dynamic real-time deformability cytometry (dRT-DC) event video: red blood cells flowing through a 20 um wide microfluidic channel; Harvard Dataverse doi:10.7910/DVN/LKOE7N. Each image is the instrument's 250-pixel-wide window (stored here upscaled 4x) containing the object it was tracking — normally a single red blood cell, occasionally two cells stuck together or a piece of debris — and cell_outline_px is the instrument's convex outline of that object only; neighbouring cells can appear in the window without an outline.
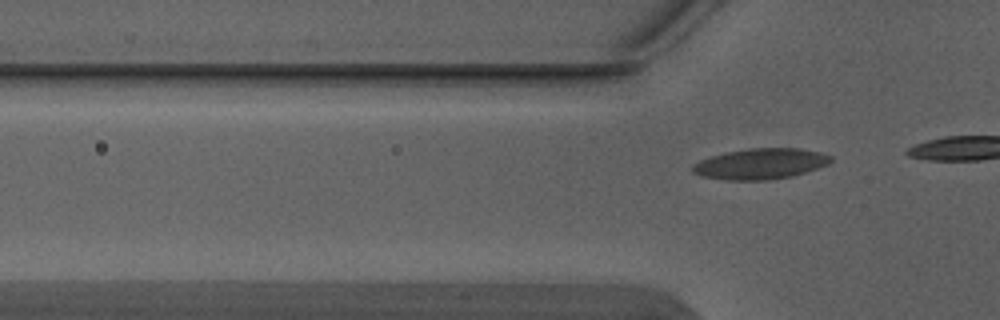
{"species": "Egyptian fruit bat (a non-hibernating species)", "species_latin": "Rousettus aegyptiacus", "temperature_condition": "warm", "stored_images_in_passage": 2, "camera_frame_rate_fps": 3000, "um_per_image_px": 0.085, "animal": {"sex": "male"}, "frame": {"image": 1, "passage_image": 2, "time_ms": 0.333, "image_size_px": [1000, 320], "cell_outline_px": [[832, 160], [828, 164], [792, 176], [764, 180], [728, 180], [700, 176], [692, 172], [692, 164], [700, 160], [724, 152], [748, 148], [800, 148], [820, 152], [832, 156]], "centroid_in_image_um": [64.61, 13.91], "position_along_channel_um": 61.2, "area_um2": 24.74}}